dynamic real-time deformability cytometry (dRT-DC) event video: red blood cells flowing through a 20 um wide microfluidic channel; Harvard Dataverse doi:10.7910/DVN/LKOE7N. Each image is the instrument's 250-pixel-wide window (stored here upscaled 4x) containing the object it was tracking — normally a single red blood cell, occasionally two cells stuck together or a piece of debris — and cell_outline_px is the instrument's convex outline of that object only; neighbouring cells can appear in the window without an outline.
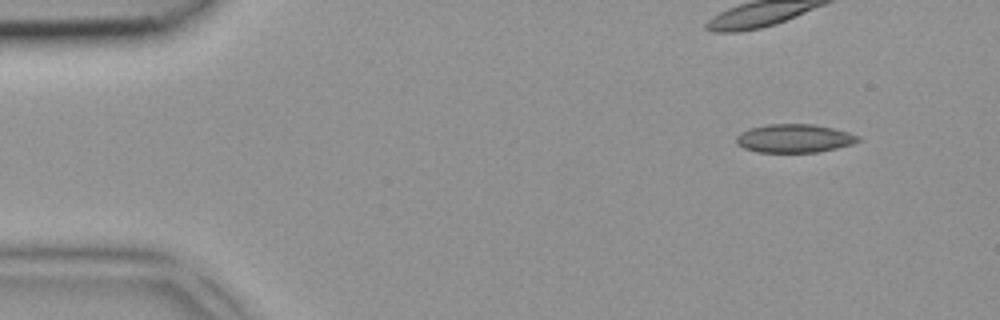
{"species": "common noctule bat (a hibernating species)", "species_latin": "Nyctalus noctula", "temperature_condition": "room temperature", "stored_images_in_passage": 3, "camera_frame_rate_fps": 3000, "um_per_image_px": 0.085, "animal": {"sex": "female", "body_mass_g": 18.4}, "frame": {"image": 1, "passage_image": 1, "time_ms": 0.0, "image_size_px": [1000, 320], "cell_outline_px": [[860, 140], [852, 144], [836, 148], [816, 152], [756, 152], [744, 148], [736, 144], [736, 136], [740, 132], [752, 128], [768, 124], [816, 124], [848, 132], [860, 136]], "centroid_in_image_um": [67.5, 11.76], "position_along_channel_um": 17.5, "area_um2": 20.17}}